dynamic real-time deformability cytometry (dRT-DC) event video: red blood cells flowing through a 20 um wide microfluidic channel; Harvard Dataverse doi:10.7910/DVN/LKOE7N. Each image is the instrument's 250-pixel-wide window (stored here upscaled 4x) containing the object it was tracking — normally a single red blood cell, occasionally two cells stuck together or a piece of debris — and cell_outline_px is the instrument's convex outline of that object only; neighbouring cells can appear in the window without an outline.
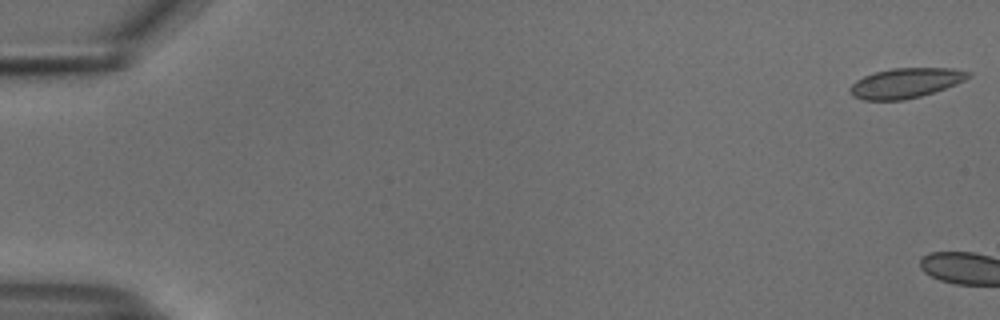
{"species": "common noctule bat (a hibernating species)", "species_latin": "Nyctalus noctula", "temperature_condition": "cold", "stored_images_in_passage": 4, "camera_frame_rate_fps": 3000, "um_per_image_px": 0.085, "animal": {"sex": "male", "body_mass_g": 18.8}, "frame": {"image": 1, "passage_image": 1, "time_ms": 0.0, "image_size_px": [1000, 320], "cell_outline_px": [[972, 76], [956, 84], [920, 96], [904, 100], [864, 100], [852, 96], [848, 92], [848, 88], [856, 80], [864, 76], [876, 72], [892, 68], [952, 68], [972, 72]], "centroid_in_image_um": [76.96, 7.05], "position_along_channel_um": 8.0, "area_um2": 20.63}}